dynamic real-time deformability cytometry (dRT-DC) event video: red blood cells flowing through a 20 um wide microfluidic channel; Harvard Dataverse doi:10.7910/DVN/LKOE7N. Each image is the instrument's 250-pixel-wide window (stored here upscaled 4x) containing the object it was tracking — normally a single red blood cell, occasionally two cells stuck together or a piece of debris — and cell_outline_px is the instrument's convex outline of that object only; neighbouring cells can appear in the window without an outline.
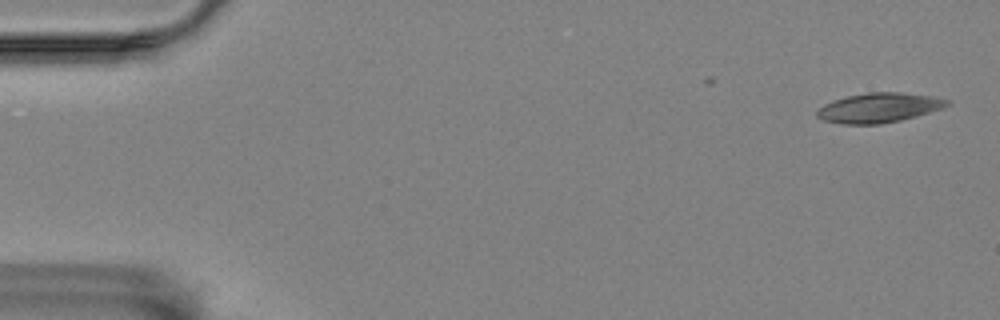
{"species": "Egyptian fruit bat (a non-hibernating species)", "species_latin": "Rousettus aegyptiacus", "temperature_condition": "room temperature", "stored_images_in_passage": 4, "camera_frame_rate_fps": 3000, "um_per_image_px": 0.085, "animal": {"sex": "female"}, "frame": {"image": 1, "passage_image": 1, "time_ms": 0.0, "image_size_px": [1000, 320], "cell_outline_px": [[952, 100], [948, 104], [940, 108], [916, 116], [900, 120], [880, 124], [840, 124], [820, 120], [816, 116], [816, 112], [824, 104], [848, 96], [868, 92], [900, 92], [932, 96]], "centroid_in_image_um": [74.68, 9.16], "position_along_channel_um": 10.3, "area_um2": 22.31}}